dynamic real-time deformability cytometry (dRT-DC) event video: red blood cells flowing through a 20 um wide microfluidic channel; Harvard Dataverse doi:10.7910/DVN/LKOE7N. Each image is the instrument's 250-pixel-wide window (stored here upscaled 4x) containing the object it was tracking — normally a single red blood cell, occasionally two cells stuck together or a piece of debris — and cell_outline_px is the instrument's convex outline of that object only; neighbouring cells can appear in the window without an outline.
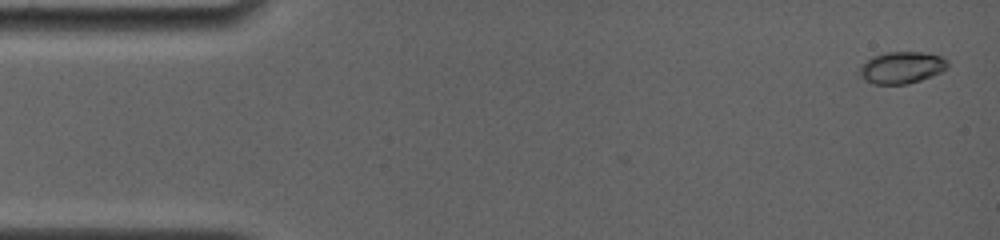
{"species": "common noctule bat (a hibernating species)", "species_latin": "Nyctalus noctula", "temperature_condition": "room temperature", "stored_images_in_passage": 32, "camera_frame_rate_fps": 4000, "um_per_image_px": 0.085, "animal": {"sex": "female", "body_mass_g": 19.0, "forearm_length_mm": 56.7}, "frame": {"image": 1, "passage_image": 1, "time_ms": 0.0, "image_size_px": [1000, 240], "cell_outline_px": [[948, 68], [940, 72], [920, 80], [908, 84], [872, 84], [864, 80], [860, 76], [860, 68], [872, 56], [884, 52], [924, 52], [940, 56], [948, 60]], "centroid_in_image_um": [76.65, 5.74], "position_along_channel_um": 8.4, "area_um2": 16.3}}
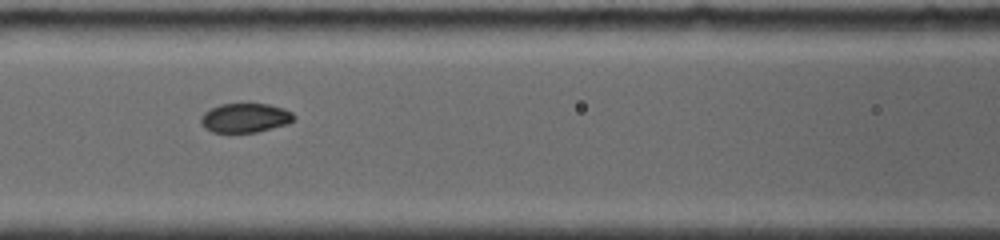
{"frame": {"image": 2, "passage_image": 14, "time_ms": 6.75, "image_size_px": [1000, 240], "cell_outline_px": [[296, 120], [288, 124], [256, 132], [212, 132], [204, 128], [200, 124], [200, 116], [204, 112], [220, 104], [268, 104], [284, 108], [292, 112], [296, 116]], "centroid_in_image_um": [20.85, 10.02], "position_along_channel_um": 145.7, "area_um2": 16.01}}
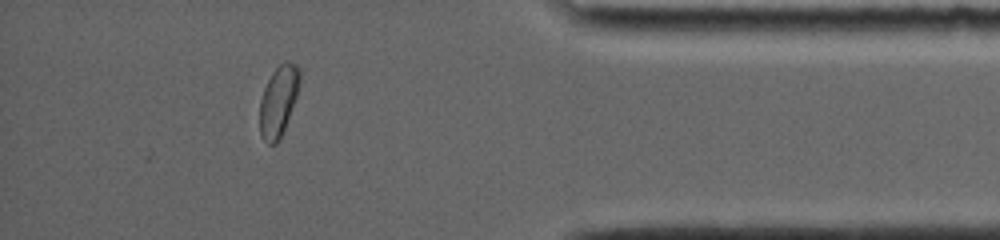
{"frame": {"image": 3, "passage_image": 28, "time_ms": 14.25, "image_size_px": [1000, 240], "cell_outline_px": [[300, 80], [296, 96], [280, 140], [276, 144], [268, 144], [264, 140], [260, 132], [260, 100], [264, 88], [272, 72], [284, 60], [288, 60], [296, 64], [300, 68]], "centroid_in_image_um": [23.67, 8.56], "position_along_channel_um": 411.5, "area_um2": 16.36}, "authors_computed_cell_mechanics": {"area_um2": 16.2996, "velocity_mm_per_s": 3.8115, "shape_relaxation_time_tau1_ms": 5.0834, "shape_relaxation_time_tau2_ms": null, "deformation_change_tau1": 0.15, "deformation_change_tau2": null}}